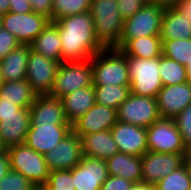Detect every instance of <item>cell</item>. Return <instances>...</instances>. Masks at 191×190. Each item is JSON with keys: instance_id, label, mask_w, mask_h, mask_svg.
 <instances>
[{"instance_id": "db71d44e", "label": "cell", "mask_w": 191, "mask_h": 190, "mask_svg": "<svg viewBox=\"0 0 191 190\" xmlns=\"http://www.w3.org/2000/svg\"><path fill=\"white\" fill-rule=\"evenodd\" d=\"M2 18H1V16H0V29L2 28Z\"/></svg>"}, {"instance_id": "cb8c5ba5", "label": "cell", "mask_w": 191, "mask_h": 190, "mask_svg": "<svg viewBox=\"0 0 191 190\" xmlns=\"http://www.w3.org/2000/svg\"><path fill=\"white\" fill-rule=\"evenodd\" d=\"M31 50L30 45L21 44L0 61L4 82L25 79L28 57Z\"/></svg>"}, {"instance_id": "7402d4cb", "label": "cell", "mask_w": 191, "mask_h": 190, "mask_svg": "<svg viewBox=\"0 0 191 190\" xmlns=\"http://www.w3.org/2000/svg\"><path fill=\"white\" fill-rule=\"evenodd\" d=\"M82 152L84 157L106 160L119 153L111 130H103L88 135H83Z\"/></svg>"}, {"instance_id": "603a6c76", "label": "cell", "mask_w": 191, "mask_h": 190, "mask_svg": "<svg viewBox=\"0 0 191 190\" xmlns=\"http://www.w3.org/2000/svg\"><path fill=\"white\" fill-rule=\"evenodd\" d=\"M105 161L108 175L122 177L133 183L142 182L141 157L119 152Z\"/></svg>"}, {"instance_id": "484cf974", "label": "cell", "mask_w": 191, "mask_h": 190, "mask_svg": "<svg viewBox=\"0 0 191 190\" xmlns=\"http://www.w3.org/2000/svg\"><path fill=\"white\" fill-rule=\"evenodd\" d=\"M31 49L47 58L62 62L61 38L55 22H49L43 31L30 44Z\"/></svg>"}, {"instance_id": "f907efd6", "label": "cell", "mask_w": 191, "mask_h": 190, "mask_svg": "<svg viewBox=\"0 0 191 190\" xmlns=\"http://www.w3.org/2000/svg\"><path fill=\"white\" fill-rule=\"evenodd\" d=\"M6 151L5 146L2 144L1 140H0V154H3Z\"/></svg>"}, {"instance_id": "e0dca14e", "label": "cell", "mask_w": 191, "mask_h": 190, "mask_svg": "<svg viewBox=\"0 0 191 190\" xmlns=\"http://www.w3.org/2000/svg\"><path fill=\"white\" fill-rule=\"evenodd\" d=\"M157 105L161 118L174 119L191 104V82L163 86L158 92Z\"/></svg>"}, {"instance_id": "74e56055", "label": "cell", "mask_w": 191, "mask_h": 190, "mask_svg": "<svg viewBox=\"0 0 191 190\" xmlns=\"http://www.w3.org/2000/svg\"><path fill=\"white\" fill-rule=\"evenodd\" d=\"M145 4L146 0H117L118 11L124 20L136 14Z\"/></svg>"}, {"instance_id": "44dd1931", "label": "cell", "mask_w": 191, "mask_h": 190, "mask_svg": "<svg viewBox=\"0 0 191 190\" xmlns=\"http://www.w3.org/2000/svg\"><path fill=\"white\" fill-rule=\"evenodd\" d=\"M59 99L67 122L72 126L96 103L94 85L78 89Z\"/></svg>"}, {"instance_id": "f546056e", "label": "cell", "mask_w": 191, "mask_h": 190, "mask_svg": "<svg viewBox=\"0 0 191 190\" xmlns=\"http://www.w3.org/2000/svg\"><path fill=\"white\" fill-rule=\"evenodd\" d=\"M159 74L163 86L183 84L189 81L186 67L164 55L159 57Z\"/></svg>"}, {"instance_id": "9c48e42d", "label": "cell", "mask_w": 191, "mask_h": 190, "mask_svg": "<svg viewBox=\"0 0 191 190\" xmlns=\"http://www.w3.org/2000/svg\"><path fill=\"white\" fill-rule=\"evenodd\" d=\"M117 115L118 121L146 128L161 118L155 97L133 93L119 106Z\"/></svg>"}, {"instance_id": "ba28073f", "label": "cell", "mask_w": 191, "mask_h": 190, "mask_svg": "<svg viewBox=\"0 0 191 190\" xmlns=\"http://www.w3.org/2000/svg\"><path fill=\"white\" fill-rule=\"evenodd\" d=\"M147 145L155 153H187L174 119L160 118L147 127Z\"/></svg>"}, {"instance_id": "c3c4849f", "label": "cell", "mask_w": 191, "mask_h": 190, "mask_svg": "<svg viewBox=\"0 0 191 190\" xmlns=\"http://www.w3.org/2000/svg\"><path fill=\"white\" fill-rule=\"evenodd\" d=\"M184 165L186 166L189 177L191 178V157L188 154L185 156Z\"/></svg>"}, {"instance_id": "83f0119b", "label": "cell", "mask_w": 191, "mask_h": 190, "mask_svg": "<svg viewBox=\"0 0 191 190\" xmlns=\"http://www.w3.org/2000/svg\"><path fill=\"white\" fill-rule=\"evenodd\" d=\"M126 57L153 59L162 55L160 36H145L129 40L121 49Z\"/></svg>"}, {"instance_id": "8fae6325", "label": "cell", "mask_w": 191, "mask_h": 190, "mask_svg": "<svg viewBox=\"0 0 191 190\" xmlns=\"http://www.w3.org/2000/svg\"><path fill=\"white\" fill-rule=\"evenodd\" d=\"M60 62L30 51L25 79L37 95L50 94Z\"/></svg>"}, {"instance_id": "60d3db41", "label": "cell", "mask_w": 191, "mask_h": 190, "mask_svg": "<svg viewBox=\"0 0 191 190\" xmlns=\"http://www.w3.org/2000/svg\"><path fill=\"white\" fill-rule=\"evenodd\" d=\"M9 11L24 14L32 12V8L29 0H9Z\"/></svg>"}, {"instance_id": "ffe728a7", "label": "cell", "mask_w": 191, "mask_h": 190, "mask_svg": "<svg viewBox=\"0 0 191 190\" xmlns=\"http://www.w3.org/2000/svg\"><path fill=\"white\" fill-rule=\"evenodd\" d=\"M30 124L29 108H22L17 115L0 116V140L5 148L24 144Z\"/></svg>"}, {"instance_id": "5b68a950", "label": "cell", "mask_w": 191, "mask_h": 190, "mask_svg": "<svg viewBox=\"0 0 191 190\" xmlns=\"http://www.w3.org/2000/svg\"><path fill=\"white\" fill-rule=\"evenodd\" d=\"M126 58L131 93L156 98L163 87L159 74V57L153 59Z\"/></svg>"}, {"instance_id": "ab89813d", "label": "cell", "mask_w": 191, "mask_h": 190, "mask_svg": "<svg viewBox=\"0 0 191 190\" xmlns=\"http://www.w3.org/2000/svg\"><path fill=\"white\" fill-rule=\"evenodd\" d=\"M32 11L46 16L52 22V0H29Z\"/></svg>"}, {"instance_id": "e575fe53", "label": "cell", "mask_w": 191, "mask_h": 190, "mask_svg": "<svg viewBox=\"0 0 191 190\" xmlns=\"http://www.w3.org/2000/svg\"><path fill=\"white\" fill-rule=\"evenodd\" d=\"M38 188L30 180L19 172L10 170L0 180V190H37Z\"/></svg>"}, {"instance_id": "7a4b0ae2", "label": "cell", "mask_w": 191, "mask_h": 190, "mask_svg": "<svg viewBox=\"0 0 191 190\" xmlns=\"http://www.w3.org/2000/svg\"><path fill=\"white\" fill-rule=\"evenodd\" d=\"M89 12L96 39L104 48H115L120 42L124 23L117 0H92Z\"/></svg>"}, {"instance_id": "7bdbcfd3", "label": "cell", "mask_w": 191, "mask_h": 190, "mask_svg": "<svg viewBox=\"0 0 191 190\" xmlns=\"http://www.w3.org/2000/svg\"><path fill=\"white\" fill-rule=\"evenodd\" d=\"M174 8L181 15L191 20V0H180Z\"/></svg>"}, {"instance_id": "4316f807", "label": "cell", "mask_w": 191, "mask_h": 190, "mask_svg": "<svg viewBox=\"0 0 191 190\" xmlns=\"http://www.w3.org/2000/svg\"><path fill=\"white\" fill-rule=\"evenodd\" d=\"M37 97L26 79L21 81L4 82L0 87L2 102H14L21 108H30Z\"/></svg>"}, {"instance_id": "4dcf8cb0", "label": "cell", "mask_w": 191, "mask_h": 190, "mask_svg": "<svg viewBox=\"0 0 191 190\" xmlns=\"http://www.w3.org/2000/svg\"><path fill=\"white\" fill-rule=\"evenodd\" d=\"M162 55L185 66L191 61V39L162 40Z\"/></svg>"}, {"instance_id": "6da1fadb", "label": "cell", "mask_w": 191, "mask_h": 190, "mask_svg": "<svg viewBox=\"0 0 191 190\" xmlns=\"http://www.w3.org/2000/svg\"><path fill=\"white\" fill-rule=\"evenodd\" d=\"M54 22L61 38L62 62L86 61L104 49L95 37L94 21L89 11Z\"/></svg>"}, {"instance_id": "d6a6232c", "label": "cell", "mask_w": 191, "mask_h": 190, "mask_svg": "<svg viewBox=\"0 0 191 190\" xmlns=\"http://www.w3.org/2000/svg\"><path fill=\"white\" fill-rule=\"evenodd\" d=\"M154 186L155 190H189L191 187V178L189 177L186 166L183 165L162 178Z\"/></svg>"}, {"instance_id": "2e32d148", "label": "cell", "mask_w": 191, "mask_h": 190, "mask_svg": "<svg viewBox=\"0 0 191 190\" xmlns=\"http://www.w3.org/2000/svg\"><path fill=\"white\" fill-rule=\"evenodd\" d=\"M117 122L116 109L95 103L72 125V131L81 138L83 135L111 130Z\"/></svg>"}, {"instance_id": "9a60e30c", "label": "cell", "mask_w": 191, "mask_h": 190, "mask_svg": "<svg viewBox=\"0 0 191 190\" xmlns=\"http://www.w3.org/2000/svg\"><path fill=\"white\" fill-rule=\"evenodd\" d=\"M71 171L76 190H101L108 177L106 161L91 157L83 156Z\"/></svg>"}, {"instance_id": "b9f144b4", "label": "cell", "mask_w": 191, "mask_h": 190, "mask_svg": "<svg viewBox=\"0 0 191 190\" xmlns=\"http://www.w3.org/2000/svg\"><path fill=\"white\" fill-rule=\"evenodd\" d=\"M22 108L14 105V102H2L0 99V116L17 115Z\"/></svg>"}, {"instance_id": "30bf717a", "label": "cell", "mask_w": 191, "mask_h": 190, "mask_svg": "<svg viewBox=\"0 0 191 190\" xmlns=\"http://www.w3.org/2000/svg\"><path fill=\"white\" fill-rule=\"evenodd\" d=\"M1 18L2 28L13 34L21 44L27 45H30L50 22L46 16L33 11L24 14L9 11Z\"/></svg>"}, {"instance_id": "8992f818", "label": "cell", "mask_w": 191, "mask_h": 190, "mask_svg": "<svg viewBox=\"0 0 191 190\" xmlns=\"http://www.w3.org/2000/svg\"><path fill=\"white\" fill-rule=\"evenodd\" d=\"M92 85V58L86 61L61 62L49 95L61 98L68 93Z\"/></svg>"}, {"instance_id": "7dc6e473", "label": "cell", "mask_w": 191, "mask_h": 190, "mask_svg": "<svg viewBox=\"0 0 191 190\" xmlns=\"http://www.w3.org/2000/svg\"><path fill=\"white\" fill-rule=\"evenodd\" d=\"M9 12V0H0V16Z\"/></svg>"}, {"instance_id": "816d5d0a", "label": "cell", "mask_w": 191, "mask_h": 190, "mask_svg": "<svg viewBox=\"0 0 191 190\" xmlns=\"http://www.w3.org/2000/svg\"><path fill=\"white\" fill-rule=\"evenodd\" d=\"M4 80H3V76H2V69H1V65H0V87L3 85Z\"/></svg>"}, {"instance_id": "3957f363", "label": "cell", "mask_w": 191, "mask_h": 190, "mask_svg": "<svg viewBox=\"0 0 191 190\" xmlns=\"http://www.w3.org/2000/svg\"><path fill=\"white\" fill-rule=\"evenodd\" d=\"M93 85L130 86L126 55L116 48H104L92 57Z\"/></svg>"}, {"instance_id": "f35d334b", "label": "cell", "mask_w": 191, "mask_h": 190, "mask_svg": "<svg viewBox=\"0 0 191 190\" xmlns=\"http://www.w3.org/2000/svg\"><path fill=\"white\" fill-rule=\"evenodd\" d=\"M133 182L118 176L108 175L102 183L101 190H129Z\"/></svg>"}, {"instance_id": "277c9868", "label": "cell", "mask_w": 191, "mask_h": 190, "mask_svg": "<svg viewBox=\"0 0 191 190\" xmlns=\"http://www.w3.org/2000/svg\"><path fill=\"white\" fill-rule=\"evenodd\" d=\"M11 170L19 172L30 180L37 188H42L50 174V169L44 158L25 143L6 149Z\"/></svg>"}, {"instance_id": "d4e9b609", "label": "cell", "mask_w": 191, "mask_h": 190, "mask_svg": "<svg viewBox=\"0 0 191 190\" xmlns=\"http://www.w3.org/2000/svg\"><path fill=\"white\" fill-rule=\"evenodd\" d=\"M161 40L191 39V20L175 8L165 9L160 30Z\"/></svg>"}, {"instance_id": "1f68e13d", "label": "cell", "mask_w": 191, "mask_h": 190, "mask_svg": "<svg viewBox=\"0 0 191 190\" xmlns=\"http://www.w3.org/2000/svg\"><path fill=\"white\" fill-rule=\"evenodd\" d=\"M92 0H52V22L90 10Z\"/></svg>"}, {"instance_id": "7c38bea8", "label": "cell", "mask_w": 191, "mask_h": 190, "mask_svg": "<svg viewBox=\"0 0 191 190\" xmlns=\"http://www.w3.org/2000/svg\"><path fill=\"white\" fill-rule=\"evenodd\" d=\"M186 154L147 151L141 156L142 182L155 185L169 173L182 167Z\"/></svg>"}, {"instance_id": "d590c367", "label": "cell", "mask_w": 191, "mask_h": 190, "mask_svg": "<svg viewBox=\"0 0 191 190\" xmlns=\"http://www.w3.org/2000/svg\"><path fill=\"white\" fill-rule=\"evenodd\" d=\"M183 143L188 148L191 145V104L186 106L175 118Z\"/></svg>"}, {"instance_id": "5bb4252c", "label": "cell", "mask_w": 191, "mask_h": 190, "mask_svg": "<svg viewBox=\"0 0 191 190\" xmlns=\"http://www.w3.org/2000/svg\"><path fill=\"white\" fill-rule=\"evenodd\" d=\"M111 133L120 153L141 157L148 151L146 127L118 121Z\"/></svg>"}, {"instance_id": "ac0fdd59", "label": "cell", "mask_w": 191, "mask_h": 190, "mask_svg": "<svg viewBox=\"0 0 191 190\" xmlns=\"http://www.w3.org/2000/svg\"><path fill=\"white\" fill-rule=\"evenodd\" d=\"M71 131V125H30L25 144L39 154L45 155Z\"/></svg>"}, {"instance_id": "8d00e7d4", "label": "cell", "mask_w": 191, "mask_h": 190, "mask_svg": "<svg viewBox=\"0 0 191 190\" xmlns=\"http://www.w3.org/2000/svg\"><path fill=\"white\" fill-rule=\"evenodd\" d=\"M21 43L17 38L4 28L0 29V61Z\"/></svg>"}, {"instance_id": "4fadbf2b", "label": "cell", "mask_w": 191, "mask_h": 190, "mask_svg": "<svg viewBox=\"0 0 191 190\" xmlns=\"http://www.w3.org/2000/svg\"><path fill=\"white\" fill-rule=\"evenodd\" d=\"M82 157V140L73 131L44 155L50 171L71 170L81 162Z\"/></svg>"}, {"instance_id": "836d02e7", "label": "cell", "mask_w": 191, "mask_h": 190, "mask_svg": "<svg viewBox=\"0 0 191 190\" xmlns=\"http://www.w3.org/2000/svg\"><path fill=\"white\" fill-rule=\"evenodd\" d=\"M42 190H76L71 170L50 171L46 184Z\"/></svg>"}, {"instance_id": "f1b7e54d", "label": "cell", "mask_w": 191, "mask_h": 190, "mask_svg": "<svg viewBox=\"0 0 191 190\" xmlns=\"http://www.w3.org/2000/svg\"><path fill=\"white\" fill-rule=\"evenodd\" d=\"M96 103L118 110L131 93L130 86L94 85Z\"/></svg>"}, {"instance_id": "f6af8a7d", "label": "cell", "mask_w": 191, "mask_h": 190, "mask_svg": "<svg viewBox=\"0 0 191 190\" xmlns=\"http://www.w3.org/2000/svg\"><path fill=\"white\" fill-rule=\"evenodd\" d=\"M180 0H146L147 4L155 5L163 9L174 8Z\"/></svg>"}, {"instance_id": "bcb514c9", "label": "cell", "mask_w": 191, "mask_h": 190, "mask_svg": "<svg viewBox=\"0 0 191 190\" xmlns=\"http://www.w3.org/2000/svg\"><path fill=\"white\" fill-rule=\"evenodd\" d=\"M129 190H155V186L147 183H133Z\"/></svg>"}, {"instance_id": "681fc988", "label": "cell", "mask_w": 191, "mask_h": 190, "mask_svg": "<svg viewBox=\"0 0 191 190\" xmlns=\"http://www.w3.org/2000/svg\"><path fill=\"white\" fill-rule=\"evenodd\" d=\"M189 82H191V61L185 65Z\"/></svg>"}, {"instance_id": "d6986e66", "label": "cell", "mask_w": 191, "mask_h": 190, "mask_svg": "<svg viewBox=\"0 0 191 190\" xmlns=\"http://www.w3.org/2000/svg\"><path fill=\"white\" fill-rule=\"evenodd\" d=\"M30 109V125H70L67 122L61 100L49 94L37 95Z\"/></svg>"}, {"instance_id": "f5cc1de1", "label": "cell", "mask_w": 191, "mask_h": 190, "mask_svg": "<svg viewBox=\"0 0 191 190\" xmlns=\"http://www.w3.org/2000/svg\"><path fill=\"white\" fill-rule=\"evenodd\" d=\"M187 154L191 157V145L187 148Z\"/></svg>"}, {"instance_id": "52a82bcc", "label": "cell", "mask_w": 191, "mask_h": 190, "mask_svg": "<svg viewBox=\"0 0 191 190\" xmlns=\"http://www.w3.org/2000/svg\"><path fill=\"white\" fill-rule=\"evenodd\" d=\"M163 8L145 4L136 14L124 20L119 44L120 50L129 40L145 37L160 36Z\"/></svg>"}, {"instance_id": "ee69618b", "label": "cell", "mask_w": 191, "mask_h": 190, "mask_svg": "<svg viewBox=\"0 0 191 190\" xmlns=\"http://www.w3.org/2000/svg\"><path fill=\"white\" fill-rule=\"evenodd\" d=\"M11 170L7 151L0 154V180Z\"/></svg>"}]
</instances>
